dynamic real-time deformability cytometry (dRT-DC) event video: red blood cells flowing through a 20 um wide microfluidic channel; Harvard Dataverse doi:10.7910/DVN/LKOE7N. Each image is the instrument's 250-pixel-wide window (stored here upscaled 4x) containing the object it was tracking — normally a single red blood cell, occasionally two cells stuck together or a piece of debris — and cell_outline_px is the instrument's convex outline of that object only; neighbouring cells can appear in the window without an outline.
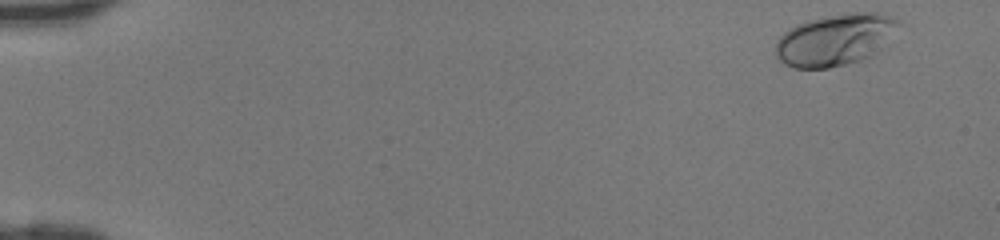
{"species": "human", "species_latin": "Homo sapiens", "temperature_condition": "room temperature", "stored_images_in_passage": 44, "camera_frame_rate_fps": 3000, "um_per_image_px": 0.085, "donor": {"sex": "female"}, "frame": {"image": 1, "passage_image": 1, "time_ms": 0.0, "image_size_px": [1000, 240], "cell_outline_px": [[900, 24], [888, 48], [860, 60], [828, 68], [792, 68], [784, 64], [776, 56], [776, 40], [784, 32], [796, 24], [808, 20], [848, 12], [876, 12], [892, 16], [900, 20]], "centroid_in_image_um": [71.06, 3.37], "position_along_channel_um": 13.9, "area_um2": 37.69}}
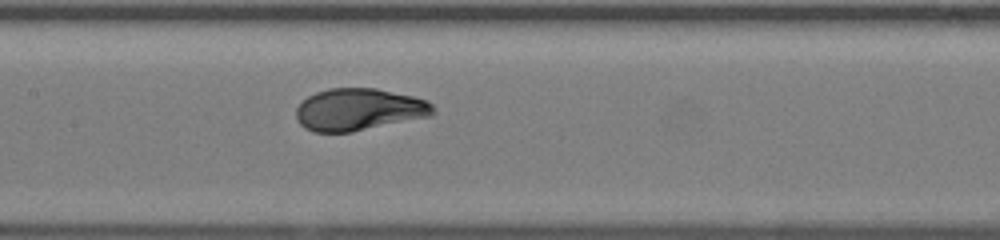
{"frame": {"image": 2, "passage_image": 22, "time_ms": 7.0, "image_size_px": [1000, 240], "cell_outline_px": [[436, 112], [432, 116], [352, 132], [312, 132], [304, 128], [296, 120], [296, 108], [308, 96], [316, 92], [328, 88], [376, 88], [412, 96], [428, 100], [436, 108]], "centroid_in_image_um": [30.52, 9.31], "position_along_channel_um": 176.9, "area_um2": 33.93}}
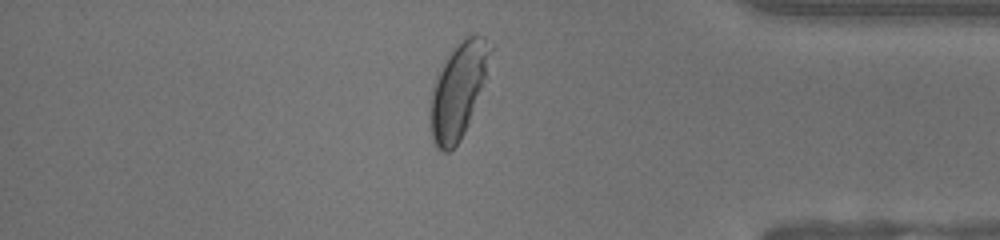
{"frame": {"image": 3, "passage_image": 38, "time_ms": 12.333, "image_size_px": [1000, 240], "cell_outline_px": [[492, 48], [484, 76], [468, 124], [460, 140], [448, 152], [444, 152], [436, 148], [432, 140], [428, 116], [428, 108], [432, 84], [436, 76], [448, 56], [456, 44], [468, 36], [484, 36]], "centroid_in_image_um": [38.86, 7.74], "position_along_channel_um": 396.3, "area_um2": 32.6}}